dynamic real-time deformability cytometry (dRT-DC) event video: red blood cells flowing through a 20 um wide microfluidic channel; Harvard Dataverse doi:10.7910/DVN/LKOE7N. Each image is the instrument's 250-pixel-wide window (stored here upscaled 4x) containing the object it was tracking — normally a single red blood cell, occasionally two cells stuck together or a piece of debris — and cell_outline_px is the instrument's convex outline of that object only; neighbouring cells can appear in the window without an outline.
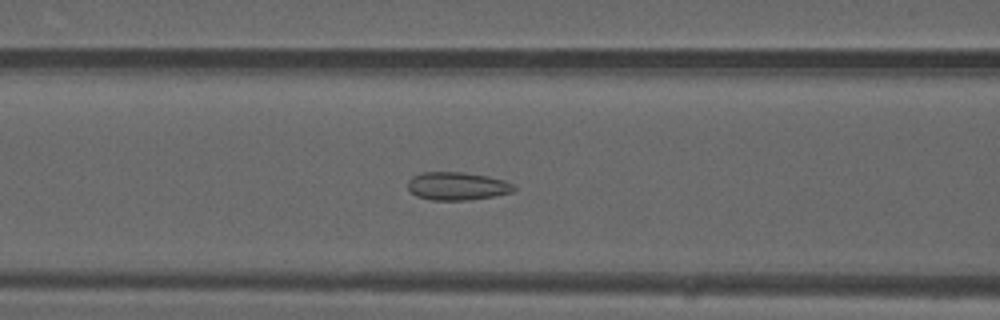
{"species": "common noctule bat (a hibernating species)", "species_latin": "Nyctalus noctula", "temperature_condition": "warm", "stored_images_in_passage": 50, "camera_frame_rate_fps": 3000, "um_per_image_px": 0.085, "animal": {"sex": "male", "forearm_length_mm": 52.5}, "frame": {"image": 1, "passage_image": 21, "time_ms": 6.667, "image_size_px": [1000, 320], "cell_outline_px": [[516, 188], [512, 192], [492, 196], [468, 200], [432, 200], [416, 196], [408, 188], [408, 180], [412, 176], [420, 172], [460, 172], [488, 176], [504, 180], [512, 184]], "centroid_in_image_um": [38.83, 15.81], "position_along_channel_um": 127.8, "area_um2": 17.28}}
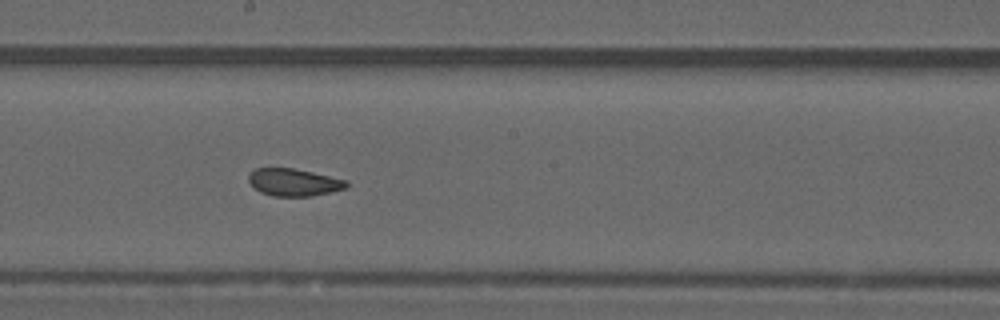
{"frame": {"image": 2, "passage_image": 28, "time_ms": 9.0, "image_size_px": [1000, 320], "cell_outline_px": [[348, 188], [312, 196], [272, 196], [260, 192], [248, 180], [248, 176], [256, 168], [292, 168], [312, 172], [348, 180]], "centroid_in_image_um": [25.01, 15.5], "position_along_channel_um": 223.2, "area_um2": 15.55}}
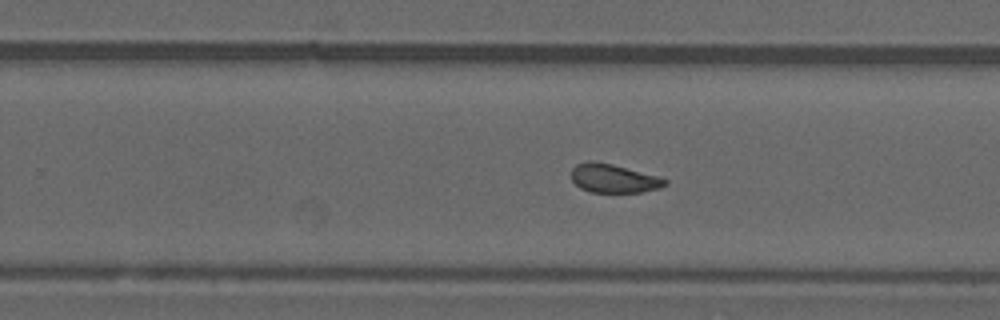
{"frame": {"image": 3, "passage_image": 32, "time_ms": 10.333, "image_size_px": [1000, 320], "cell_outline_px": [[668, 184], [660, 188], [640, 192], [592, 192], [580, 188], [572, 180], [572, 168], [576, 164], [588, 160], [592, 160], [612, 164], [656, 176], [668, 180]], "centroid_in_image_um": [52.14, 15.16], "position_along_channel_um": 277.7, "area_um2": 15.55}, "authors_computed_cell_mechanics": {"area_um2": 16.9065, "velocity_mm_per_s": 4.1053, "shape_relaxation_time_tau1_ms": null, "shape_relaxation_time_tau2_ms": 1.2377, "deformation_change_tau1": null, "deformation_change_tau2": 0.0596}}